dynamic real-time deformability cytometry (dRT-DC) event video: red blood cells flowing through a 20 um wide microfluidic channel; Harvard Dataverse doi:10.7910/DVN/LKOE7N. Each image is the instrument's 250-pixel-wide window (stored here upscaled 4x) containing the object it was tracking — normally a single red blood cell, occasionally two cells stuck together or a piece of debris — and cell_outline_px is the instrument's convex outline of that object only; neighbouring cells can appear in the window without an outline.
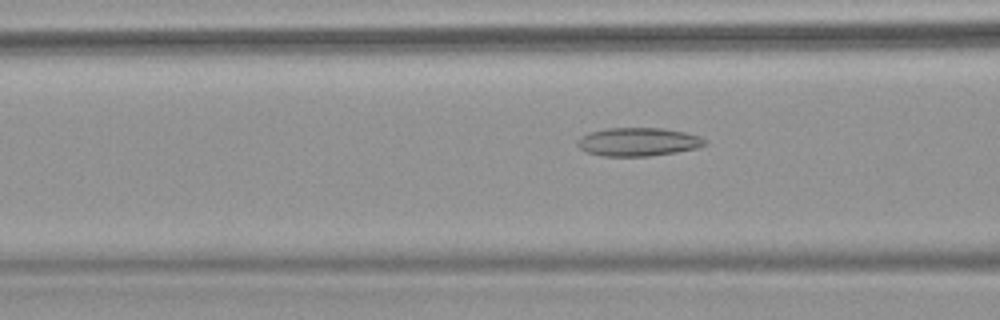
{"species": "common noctule bat (a hibernating species)", "species_latin": "Nyctalus noctula", "temperature_condition": "warm", "stored_images_in_passage": 65, "camera_frame_rate_fps": 3000, "um_per_image_px": 0.085, "animal": {"sex": "female", "body_mass_g": 18.4}, "frame": {"image": 1, "passage_image": 27, "time_ms": 8.667, "image_size_px": [1000, 320], "cell_outline_px": [[708, 144], [696, 148], [676, 152], [648, 156], [604, 156], [584, 152], [576, 144], [576, 140], [580, 136], [588, 132], [604, 128], [664, 128], [684, 132], [700, 136], [708, 140]], "centroid_in_image_um": [54.22, 12.05], "position_along_channel_um": 112.4, "area_um2": 21.39}}
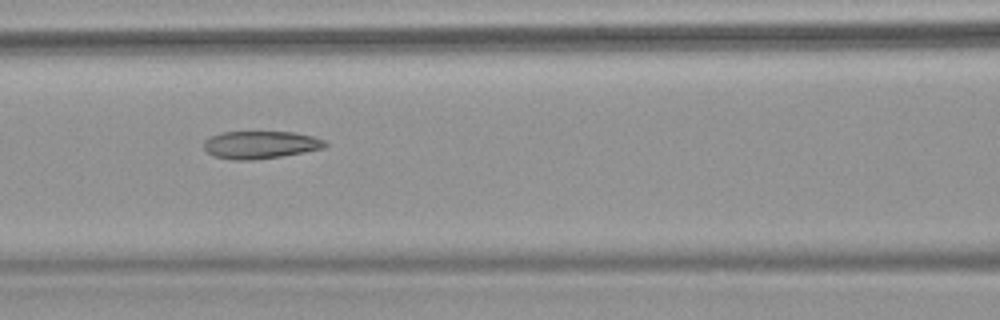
{"frame": {"image": 2, "passage_image": 30, "time_ms": 9.667, "image_size_px": [1000, 320], "cell_outline_px": [[328, 144], [324, 148], [304, 152], [280, 156], [252, 160], [236, 160], [212, 156], [204, 148], [204, 140], [212, 136], [224, 132], [296, 132], [312, 136], [324, 140]], "centroid_in_image_um": [22.14, 12.31], "position_along_channel_um": 144.5, "area_um2": 19.42}}
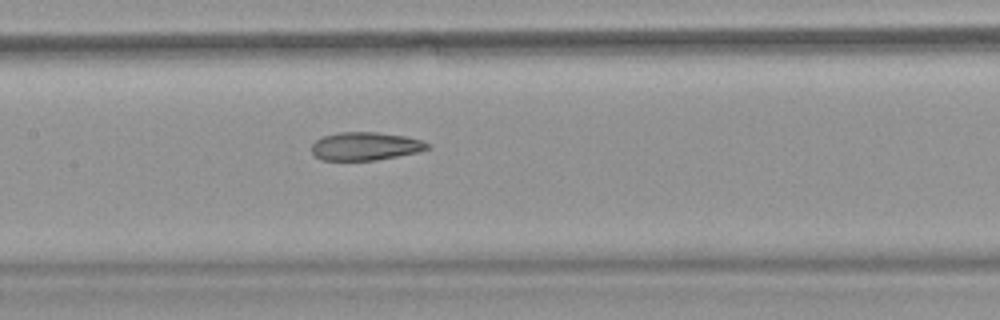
{"frame": {"image": 3, "passage_image": 33, "time_ms": 10.667, "image_size_px": [1000, 320], "cell_outline_px": [[432, 148], [416, 152], [376, 160], [320, 160], [312, 152], [312, 144], [316, 140], [324, 136], [340, 132], [376, 132], [404, 136], [420, 140], [432, 144]], "centroid_in_image_um": [31.07, 12.43], "position_along_channel_um": 176.3, "area_um2": 18.9}}